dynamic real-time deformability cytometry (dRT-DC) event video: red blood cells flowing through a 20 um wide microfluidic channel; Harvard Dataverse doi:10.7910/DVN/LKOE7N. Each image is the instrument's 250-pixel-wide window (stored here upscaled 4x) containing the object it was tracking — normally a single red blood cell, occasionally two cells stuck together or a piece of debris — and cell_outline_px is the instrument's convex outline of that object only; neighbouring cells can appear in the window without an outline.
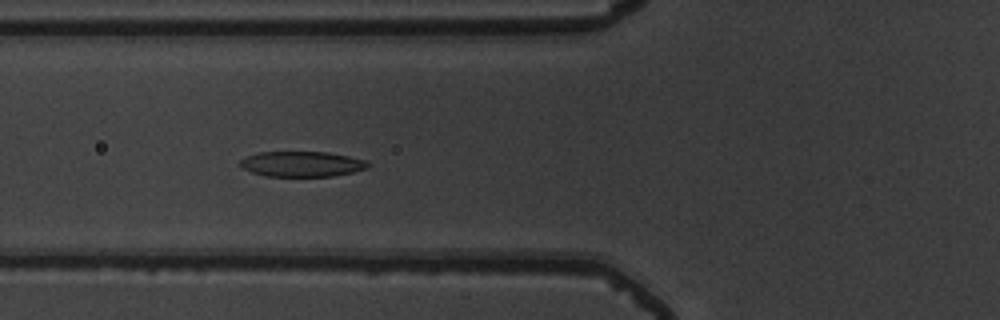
{"species": "common noctule bat (a hibernating species)", "species_latin": "Nyctalus noctula", "temperature_condition": "warm", "stored_images_in_passage": 57, "camera_frame_rate_fps": 3000, "um_per_image_px": 0.085, "animal": {"sex": "male", "body_mass_g": 19.5, "forearm_length_mm": 54.6}, "frame": {"image": 1, "passage_image": 23, "time_ms": 7.333, "image_size_px": [1000, 320], "cell_outline_px": [[368, 168], [352, 172], [332, 176], [264, 176], [252, 172], [244, 168], [240, 164], [240, 160], [248, 156], [260, 152], [328, 152], [348, 156], [364, 160], [368, 164]], "centroid_in_image_um": [25.65, 13.94], "position_along_channel_um": 100.1, "area_um2": 18.61}}
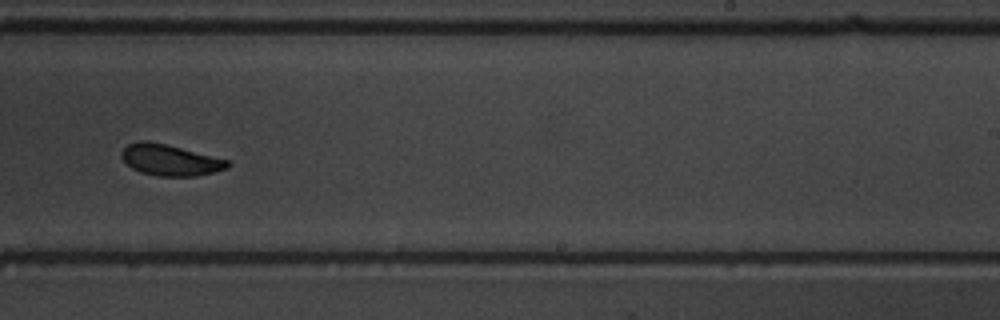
{"frame": {"image": 2, "passage_image": 37, "time_ms": 12.0, "image_size_px": [1000, 320], "cell_outline_px": [[232, 164], [228, 168], [196, 176], [156, 176], [140, 172], [132, 168], [120, 156], [120, 152], [128, 144], [136, 140], [148, 140], [168, 144], [228, 160]], "centroid_in_image_um": [14.43, 13.59], "position_along_channel_um": 274.6, "area_um2": 19.42}}
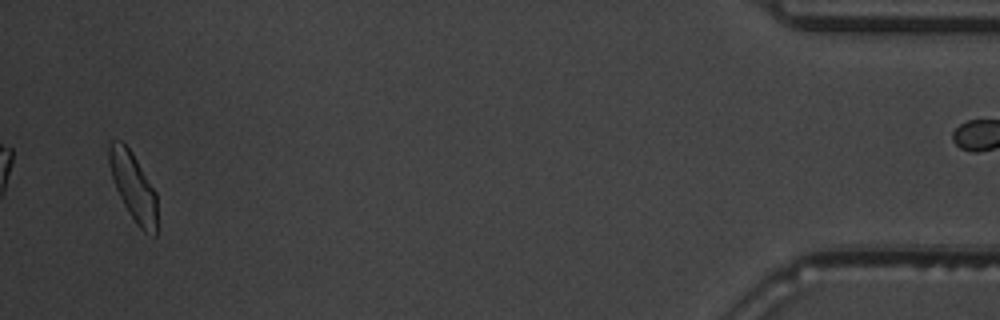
{"frame": {"image": 3, "passage_image": 55, "time_ms": 18.0, "image_size_px": [1000, 320], "cell_outline_px": [[156, 236], [152, 236], [144, 232], [136, 224], [124, 204], [116, 188], [112, 176], [108, 160], [108, 144], [112, 140], [120, 140], [132, 152], [156, 192]], "centroid_in_image_um": [11.33, 15.86], "position_along_channel_um": 423.9, "area_um2": 18.84}, "authors_computed_cell_mechanics": {"area_um2": 19.4786, "velocity_mm_per_s": 3.7391, "shape_relaxation_time_tau1_ms": 4.5322, "shape_relaxation_time_tau2_ms": 2.446, "deformation_change_tau1": 0.1526, "deformation_change_tau2": 0.0845}}